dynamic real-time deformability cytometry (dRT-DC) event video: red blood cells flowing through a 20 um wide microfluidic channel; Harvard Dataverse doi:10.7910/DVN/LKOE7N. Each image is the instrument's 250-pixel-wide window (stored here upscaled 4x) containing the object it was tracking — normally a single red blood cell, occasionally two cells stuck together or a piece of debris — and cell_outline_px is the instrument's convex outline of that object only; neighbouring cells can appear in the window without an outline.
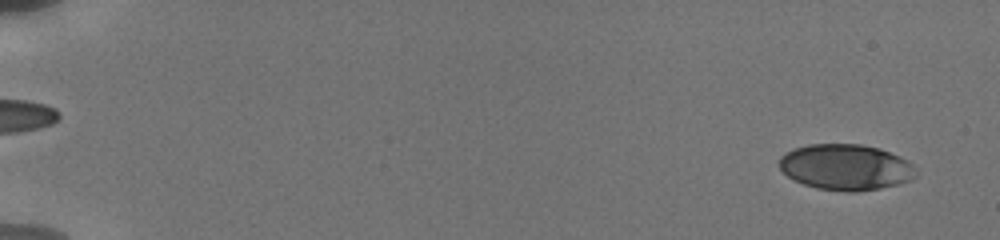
{"species": "human", "species_latin": "Homo sapiens", "temperature_condition": "cold", "stored_images_in_passage": 55, "camera_frame_rate_fps": 3000, "um_per_image_px": 0.085, "donor": {"sex": "male"}, "frame": {"image": 1, "passage_image": 3, "time_ms": 0.667, "image_size_px": [1000, 240], "cell_outline_px": [[916, 176], [900, 184], [880, 188], [856, 192], [844, 192], [816, 188], [804, 184], [788, 176], [780, 168], [780, 156], [784, 152], [808, 144], [860, 144], [880, 148], [900, 156], [908, 160], [912, 164]], "centroid_in_image_um": [71.89, 14.21], "position_along_channel_um": 13.1, "area_um2": 36.59}}
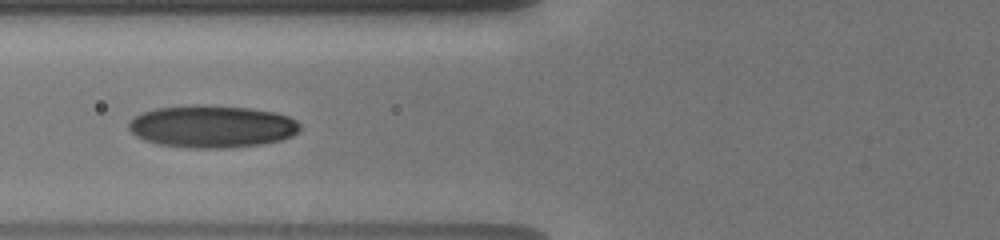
{"frame": {"image": 2, "passage_image": 20, "time_ms": 7.667, "image_size_px": [1000, 240], "cell_outline_px": [[300, 132], [292, 136], [280, 140], [260, 144], [224, 148], [188, 148], [156, 144], [144, 140], [136, 136], [128, 128], [128, 120], [144, 112], [156, 108], [204, 104], [248, 108], [272, 112], [288, 116], [296, 120], [300, 124]], "centroid_in_image_um": [18.0, 10.75], "position_along_channel_um": 107.8, "area_um2": 42.37}}
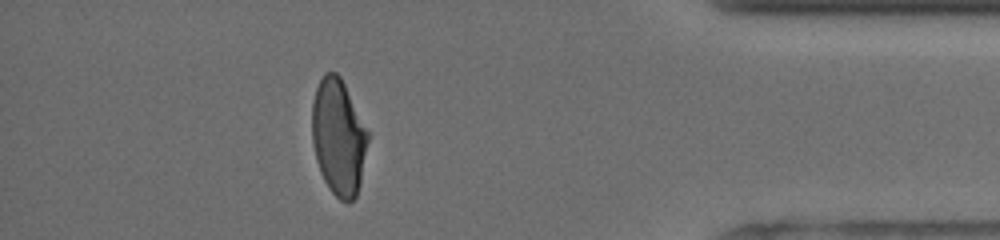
{"frame": {"image": 3, "passage_image": 50, "time_ms": 16.333, "image_size_px": [1000, 240], "cell_outline_px": [[368, 140], [360, 180], [356, 196], [348, 204], [340, 200], [328, 188], [320, 172], [316, 160], [312, 140], [312, 104], [316, 88], [324, 72], [336, 72], [340, 76], [368, 132]], "centroid_in_image_um": [28.74, 11.66], "position_along_channel_um": 406.5, "area_um2": 37.45}, "authors_computed_cell_mechanics": {"area_um2": 39.2462, "velocity_mm_per_s": 3.8145, "shape_relaxation_time_tau1_ms": 4.1054, "shape_relaxation_time_tau2_ms": 1.6809, "deformation_change_tau1": 0.1823, "deformation_change_tau2": 0.0658}}